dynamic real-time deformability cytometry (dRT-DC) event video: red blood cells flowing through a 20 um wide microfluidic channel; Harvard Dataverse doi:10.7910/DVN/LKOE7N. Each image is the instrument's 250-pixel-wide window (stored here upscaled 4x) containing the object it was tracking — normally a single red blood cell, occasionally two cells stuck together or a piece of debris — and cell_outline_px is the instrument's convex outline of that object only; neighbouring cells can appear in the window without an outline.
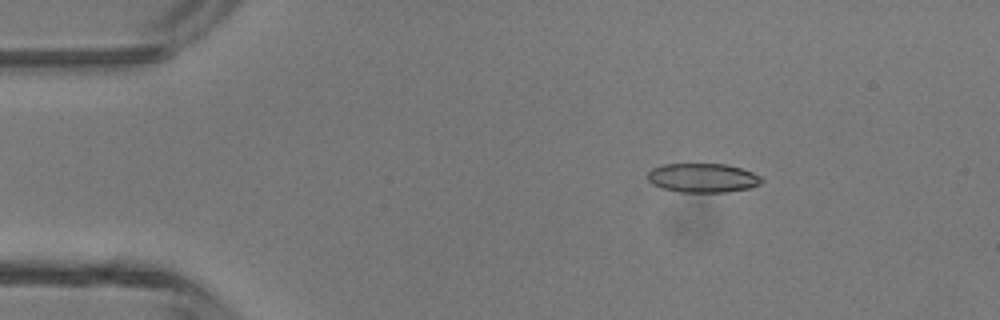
{"species": "common noctule bat (a hibernating species)", "species_latin": "Nyctalus noctula", "temperature_condition": "room temperature", "stored_images_in_passage": 4, "camera_frame_rate_fps": 3000, "um_per_image_px": 0.085, "animal": {"sex": "male", "body_mass_g": 13.3}, "frame": {"image": 1, "passage_image": 3, "time_ms": 0.667, "image_size_px": [1000, 320], "cell_outline_px": [[764, 180], [760, 184], [748, 188], [728, 192], [680, 192], [660, 188], [652, 184], [648, 180], [648, 172], [652, 168], [664, 164], [724, 164], [740, 168], [752, 172], [760, 176]], "centroid_in_image_um": [59.71, 15.12], "position_along_channel_um": 25.3, "area_um2": 19.36}}